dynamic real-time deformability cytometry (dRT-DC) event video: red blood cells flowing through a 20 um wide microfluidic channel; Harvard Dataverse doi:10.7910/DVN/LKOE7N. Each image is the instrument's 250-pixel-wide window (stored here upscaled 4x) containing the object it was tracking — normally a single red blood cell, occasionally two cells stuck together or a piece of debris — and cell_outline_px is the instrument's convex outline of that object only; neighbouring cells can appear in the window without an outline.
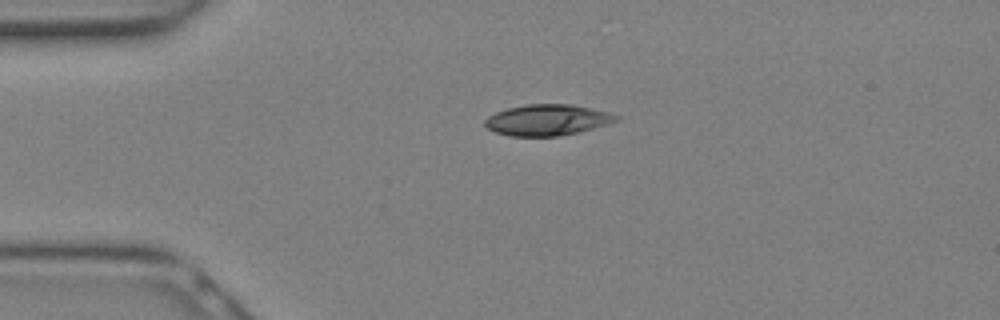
{"species": "Egyptian fruit bat (a non-hibernating species)", "species_latin": "Rousettus aegyptiacus", "temperature_condition": "warm", "stored_images_in_passage": 3, "camera_frame_rate_fps": 3000, "um_per_image_px": 0.085, "animal": {"sex": "female"}, "frame": {"image": 1, "passage_image": 1, "time_ms": 0.0, "image_size_px": [1000, 320], "cell_outline_px": [[620, 120], [608, 124], [580, 132], [560, 136], [508, 136], [496, 132], [488, 128], [484, 124], [484, 120], [488, 116], [496, 112], [508, 108], [528, 104], [572, 104], [608, 112], [620, 116]], "centroid_in_image_um": [46.54, 10.2], "position_along_channel_um": 38.5, "area_um2": 23.81}}